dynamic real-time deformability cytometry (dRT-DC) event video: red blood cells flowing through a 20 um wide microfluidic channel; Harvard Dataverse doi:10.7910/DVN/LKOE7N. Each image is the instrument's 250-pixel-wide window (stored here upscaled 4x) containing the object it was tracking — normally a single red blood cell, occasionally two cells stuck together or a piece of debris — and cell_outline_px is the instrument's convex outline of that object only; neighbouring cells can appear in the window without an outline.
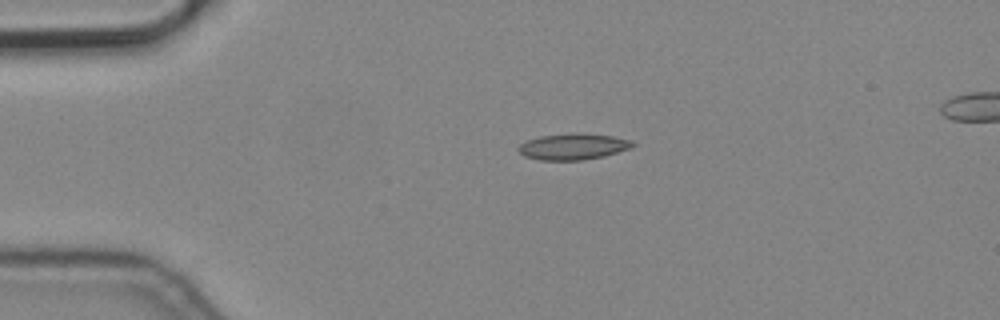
{"species": "common noctule bat (a hibernating species)", "species_latin": "Nyctalus noctula", "temperature_condition": "cold", "stored_images_in_passage": 3, "camera_frame_rate_fps": 3000, "um_per_image_px": 0.085, "animal": {"sex": "male", "body_mass_g": 19.2, "forearm_length_mm": 51.8}, "frame": {"image": 1, "passage_image": 1, "time_ms": 0.0, "image_size_px": [1000, 320], "cell_outline_px": [[636, 144], [628, 148], [604, 156], [584, 160], [540, 160], [524, 156], [516, 148], [524, 140], [540, 136], [576, 132], [580, 132], [612, 136], [632, 140]], "centroid_in_image_um": [48.67, 12.45], "position_along_channel_um": 36.3, "area_um2": 17.57}}